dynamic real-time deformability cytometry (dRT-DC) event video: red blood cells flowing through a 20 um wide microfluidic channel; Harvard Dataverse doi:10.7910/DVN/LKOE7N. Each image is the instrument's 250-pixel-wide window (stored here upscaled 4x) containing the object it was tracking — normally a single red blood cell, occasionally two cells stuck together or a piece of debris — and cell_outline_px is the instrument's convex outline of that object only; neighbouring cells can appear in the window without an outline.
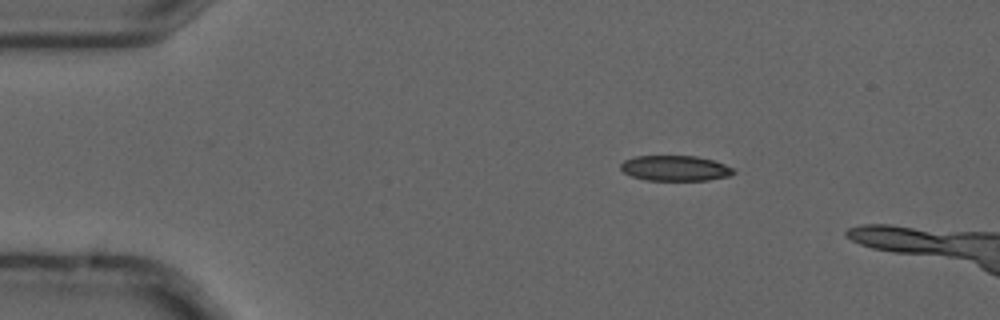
{"species": "common noctule bat (a hibernating species)", "species_latin": "Nyctalus noctula", "temperature_condition": "cold", "stored_images_in_passage": 5, "camera_frame_rate_fps": 3000, "um_per_image_px": 0.085, "animal": {"sex": "male", "forearm_length_mm": 52.5}, "frame": {"image": 1, "passage_image": 2, "time_ms": 0.333, "image_size_px": [1000, 320], "cell_outline_px": [[736, 172], [728, 176], [708, 180], [644, 180], [632, 176], [624, 172], [620, 168], [620, 164], [624, 160], [636, 156], [696, 156], [712, 160], [724, 164], [732, 168]], "centroid_in_image_um": [57.37, 14.3], "position_along_channel_um": 27.6, "area_um2": 16.59}}